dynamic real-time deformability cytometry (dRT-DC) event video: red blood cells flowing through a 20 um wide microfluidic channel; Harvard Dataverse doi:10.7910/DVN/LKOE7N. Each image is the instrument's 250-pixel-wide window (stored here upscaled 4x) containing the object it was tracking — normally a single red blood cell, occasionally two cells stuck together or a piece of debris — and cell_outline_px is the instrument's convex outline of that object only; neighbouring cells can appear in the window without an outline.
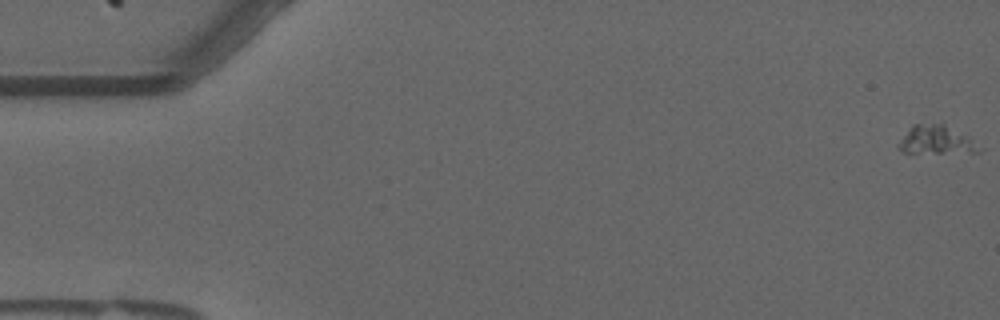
{"species": "common noctule bat (a hibernating species)", "species_latin": "Nyctalus noctula", "temperature_condition": "warm", "stored_images_in_passage": 57, "camera_frame_rate_fps": 3000, "um_per_image_px": 0.085, "animal": {"sex": "male", "forearm_length_mm": 52.5}, "frame": {"image": 1, "passage_image": 1, "time_ms": 0.0, "image_size_px": [1000, 320], "cell_outline_px": [[984, 148], [980, 152], [904, 152], [896, 144], [912, 124], [944, 124], [968, 136]], "centroid_in_image_um": [79.61, 11.89], "position_along_channel_um": 5.4, "area_um2": 13.24}}
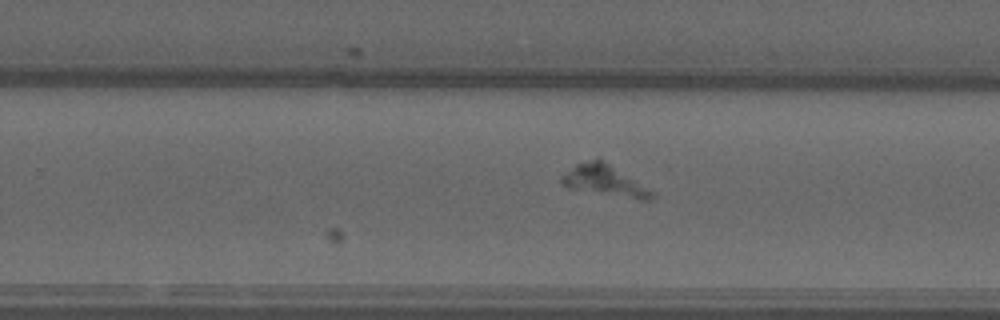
{"frame": {"image": 2, "passage_image": 36, "time_ms": 11.667, "image_size_px": [1000, 320], "cell_outline_px": [[656, 196], [648, 200], [636, 200], [568, 188], [560, 184], [560, 176], [576, 164], [596, 156], [656, 192]], "centroid_in_image_um": [51.4, 15.36], "position_along_channel_um": 278.4, "area_um2": 16.65}}
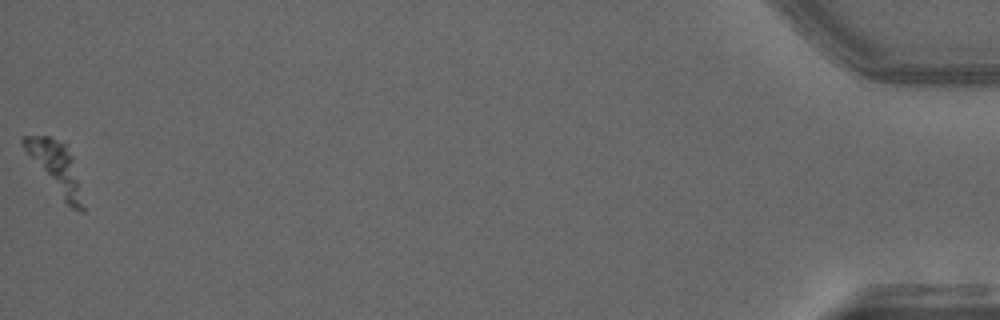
{"frame": {"image": 3, "passage_image": 57, "time_ms": 18.667, "image_size_px": [1000, 320], "cell_outline_px": [[84, 212], [80, 212], [72, 208], [64, 200], [24, 148], [20, 140], [20, 136], [48, 136], [64, 144], [72, 156], [84, 208]], "centroid_in_image_um": [4.75, 14.21], "position_along_channel_um": 430.5, "area_um2": 16.36}}